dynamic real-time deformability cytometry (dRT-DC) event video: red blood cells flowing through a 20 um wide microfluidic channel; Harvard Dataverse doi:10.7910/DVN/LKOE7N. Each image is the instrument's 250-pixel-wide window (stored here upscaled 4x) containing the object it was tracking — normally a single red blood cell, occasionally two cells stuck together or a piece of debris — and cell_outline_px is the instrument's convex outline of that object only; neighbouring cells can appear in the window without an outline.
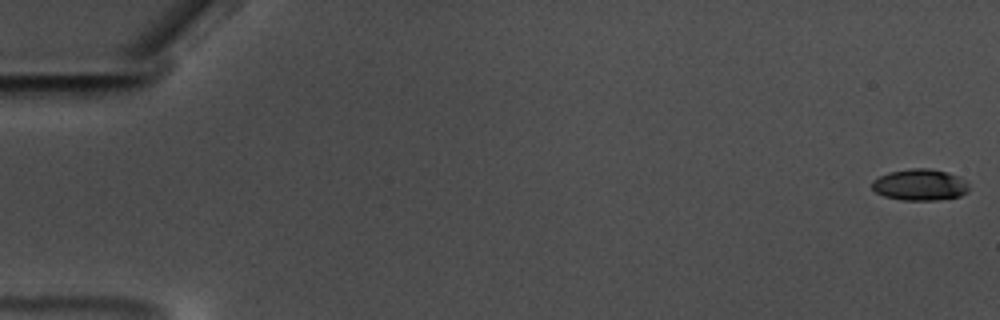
{"species": "common noctule bat (a hibernating species)", "species_latin": "Nyctalus noctula", "temperature_condition": "warm", "stored_images_in_passage": 59, "camera_frame_rate_fps": 3000, "um_per_image_px": 0.085, "animal": {"sex": "male", "body_mass_g": 17.5, "forearm_length_mm": 52.3}, "frame": {"image": 1, "passage_image": 1, "time_ms": 0.0, "image_size_px": [1000, 320], "cell_outline_px": [[968, 192], [960, 196], [936, 200], [904, 200], [884, 196], [876, 192], [872, 188], [872, 180], [888, 172], [912, 168], [928, 168], [948, 172], [960, 176], [968, 184]], "centroid_in_image_um": [78.2, 15.7], "position_along_channel_um": 6.8, "area_um2": 17.8}}
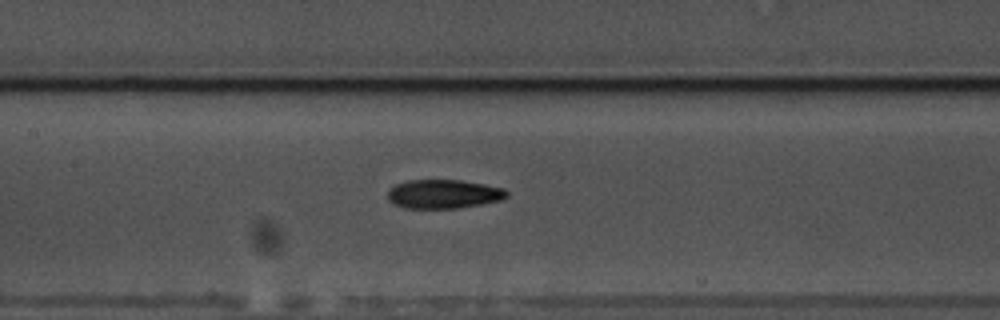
{"frame": {"image": 2, "passage_image": 29, "time_ms": 9.333, "image_size_px": [1000, 320], "cell_outline_px": [[508, 196], [500, 200], [480, 204], [456, 208], [404, 208], [392, 204], [388, 200], [388, 188], [396, 184], [408, 180], [460, 180], [484, 184], [504, 188], [508, 192]], "centroid_in_image_um": [37.66, 16.49], "position_along_channel_um": 169.7, "area_um2": 20.11}}
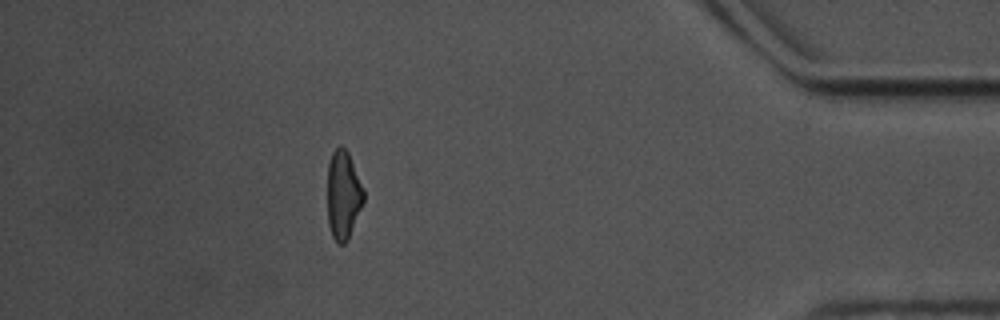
{"frame": {"image": 3, "passage_image": 53, "time_ms": 17.333, "image_size_px": [1000, 320], "cell_outline_px": [[364, 200], [348, 240], [344, 244], [336, 244], [332, 236], [328, 224], [328, 164], [332, 152], [340, 144], [348, 152], [364, 188]], "centroid_in_image_um": [29.17, 16.58], "position_along_channel_um": 406.0, "area_um2": 18.79}, "authors_computed_cell_mechanics": {"area_um2": 19.4208, "velocity_mm_per_s": 3.5219, "shape_relaxation_time_tau1_ms": 4.554, "shape_relaxation_time_tau2_ms": 4.2547, "deformation_change_tau1": 0.1577, "deformation_change_tau2": 0.1264}}